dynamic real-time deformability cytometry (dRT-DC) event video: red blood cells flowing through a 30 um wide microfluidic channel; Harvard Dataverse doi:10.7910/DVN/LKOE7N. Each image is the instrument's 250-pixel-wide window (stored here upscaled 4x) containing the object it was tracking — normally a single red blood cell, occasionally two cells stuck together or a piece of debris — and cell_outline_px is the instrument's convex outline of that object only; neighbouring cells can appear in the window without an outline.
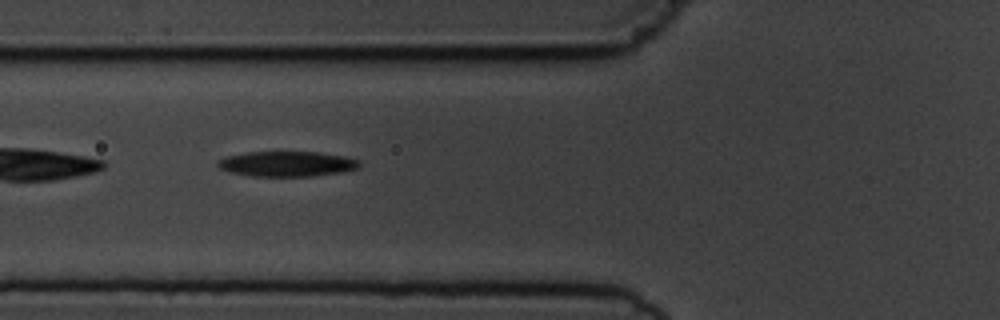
{"species": "common noctule bat (a hibernating species)", "species_latin": "Nyctalus noctula", "temperature_condition": "cold", "stored_images_in_passage": 2, "camera_frame_rate_fps": 3000, "um_per_image_px": 0.085, "animal": {"sex": "male", "body_mass_g": 19.5, "forearm_length_mm": 54.6}, "frame": {"image": 1, "passage_image": 2, "time_ms": 1.333, "image_size_px": [1000, 320], "cell_outline_px": [[360, 164], [356, 168], [340, 172], [312, 176], [248, 176], [228, 172], [220, 168], [216, 164], [216, 160], [228, 156], [248, 152], [320, 152], [344, 156], [360, 160]], "centroid_in_image_um": [24.34, 13.93], "position_along_channel_um": 101.5, "area_um2": 20.81}}